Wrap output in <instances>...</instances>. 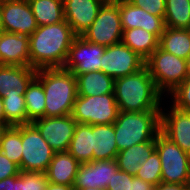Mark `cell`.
Segmentation results:
<instances>
[{
  "label": "cell",
  "mask_w": 190,
  "mask_h": 190,
  "mask_svg": "<svg viewBox=\"0 0 190 190\" xmlns=\"http://www.w3.org/2000/svg\"><path fill=\"white\" fill-rule=\"evenodd\" d=\"M75 37L66 20L38 26L29 36V66L35 69L63 67Z\"/></svg>",
  "instance_id": "obj_1"
},
{
  "label": "cell",
  "mask_w": 190,
  "mask_h": 190,
  "mask_svg": "<svg viewBox=\"0 0 190 190\" xmlns=\"http://www.w3.org/2000/svg\"><path fill=\"white\" fill-rule=\"evenodd\" d=\"M114 94L119 111H161L163 94L156 88L148 68L114 79Z\"/></svg>",
  "instance_id": "obj_2"
},
{
  "label": "cell",
  "mask_w": 190,
  "mask_h": 190,
  "mask_svg": "<svg viewBox=\"0 0 190 190\" xmlns=\"http://www.w3.org/2000/svg\"><path fill=\"white\" fill-rule=\"evenodd\" d=\"M45 93V117H58L72 114L78 96L75 75L64 69L41 68L35 76Z\"/></svg>",
  "instance_id": "obj_3"
},
{
  "label": "cell",
  "mask_w": 190,
  "mask_h": 190,
  "mask_svg": "<svg viewBox=\"0 0 190 190\" xmlns=\"http://www.w3.org/2000/svg\"><path fill=\"white\" fill-rule=\"evenodd\" d=\"M118 151L135 144L156 140L160 132L161 111H119L113 123Z\"/></svg>",
  "instance_id": "obj_4"
},
{
  "label": "cell",
  "mask_w": 190,
  "mask_h": 190,
  "mask_svg": "<svg viewBox=\"0 0 190 190\" xmlns=\"http://www.w3.org/2000/svg\"><path fill=\"white\" fill-rule=\"evenodd\" d=\"M145 66L162 94L172 92L187 78L186 60L160 47L145 60Z\"/></svg>",
  "instance_id": "obj_5"
},
{
  "label": "cell",
  "mask_w": 190,
  "mask_h": 190,
  "mask_svg": "<svg viewBox=\"0 0 190 190\" xmlns=\"http://www.w3.org/2000/svg\"><path fill=\"white\" fill-rule=\"evenodd\" d=\"M119 113L115 94L80 96L75 99L72 117L78 124H113Z\"/></svg>",
  "instance_id": "obj_6"
},
{
  "label": "cell",
  "mask_w": 190,
  "mask_h": 190,
  "mask_svg": "<svg viewBox=\"0 0 190 190\" xmlns=\"http://www.w3.org/2000/svg\"><path fill=\"white\" fill-rule=\"evenodd\" d=\"M156 150L161 160L162 182L187 184L190 181V155L161 131L156 135Z\"/></svg>",
  "instance_id": "obj_7"
},
{
  "label": "cell",
  "mask_w": 190,
  "mask_h": 190,
  "mask_svg": "<svg viewBox=\"0 0 190 190\" xmlns=\"http://www.w3.org/2000/svg\"><path fill=\"white\" fill-rule=\"evenodd\" d=\"M122 33L119 5L115 1H106L96 19L81 36L88 42L107 47L120 43Z\"/></svg>",
  "instance_id": "obj_8"
},
{
  "label": "cell",
  "mask_w": 190,
  "mask_h": 190,
  "mask_svg": "<svg viewBox=\"0 0 190 190\" xmlns=\"http://www.w3.org/2000/svg\"><path fill=\"white\" fill-rule=\"evenodd\" d=\"M55 151L32 124H22L21 171L45 173Z\"/></svg>",
  "instance_id": "obj_9"
},
{
  "label": "cell",
  "mask_w": 190,
  "mask_h": 190,
  "mask_svg": "<svg viewBox=\"0 0 190 190\" xmlns=\"http://www.w3.org/2000/svg\"><path fill=\"white\" fill-rule=\"evenodd\" d=\"M145 60L122 42L107 46L101 57V71L113 79L139 71Z\"/></svg>",
  "instance_id": "obj_10"
},
{
  "label": "cell",
  "mask_w": 190,
  "mask_h": 190,
  "mask_svg": "<svg viewBox=\"0 0 190 190\" xmlns=\"http://www.w3.org/2000/svg\"><path fill=\"white\" fill-rule=\"evenodd\" d=\"M105 46L94 44L76 36L70 46L64 69L78 74L101 71V57Z\"/></svg>",
  "instance_id": "obj_11"
},
{
  "label": "cell",
  "mask_w": 190,
  "mask_h": 190,
  "mask_svg": "<svg viewBox=\"0 0 190 190\" xmlns=\"http://www.w3.org/2000/svg\"><path fill=\"white\" fill-rule=\"evenodd\" d=\"M55 152L68 151L77 122L72 115L42 117L31 122Z\"/></svg>",
  "instance_id": "obj_12"
},
{
  "label": "cell",
  "mask_w": 190,
  "mask_h": 190,
  "mask_svg": "<svg viewBox=\"0 0 190 190\" xmlns=\"http://www.w3.org/2000/svg\"><path fill=\"white\" fill-rule=\"evenodd\" d=\"M118 171L116 159L80 163L73 189L106 188Z\"/></svg>",
  "instance_id": "obj_13"
},
{
  "label": "cell",
  "mask_w": 190,
  "mask_h": 190,
  "mask_svg": "<svg viewBox=\"0 0 190 190\" xmlns=\"http://www.w3.org/2000/svg\"><path fill=\"white\" fill-rule=\"evenodd\" d=\"M2 20L5 32L28 37L38 27L28 0L2 3Z\"/></svg>",
  "instance_id": "obj_14"
},
{
  "label": "cell",
  "mask_w": 190,
  "mask_h": 190,
  "mask_svg": "<svg viewBox=\"0 0 190 190\" xmlns=\"http://www.w3.org/2000/svg\"><path fill=\"white\" fill-rule=\"evenodd\" d=\"M168 112L161 108L160 131L190 155V111L172 105Z\"/></svg>",
  "instance_id": "obj_15"
},
{
  "label": "cell",
  "mask_w": 190,
  "mask_h": 190,
  "mask_svg": "<svg viewBox=\"0 0 190 190\" xmlns=\"http://www.w3.org/2000/svg\"><path fill=\"white\" fill-rule=\"evenodd\" d=\"M119 5V13L123 30L142 28L160 38L165 29L164 19L152 15L143 8L136 7L128 0L115 1Z\"/></svg>",
  "instance_id": "obj_16"
},
{
  "label": "cell",
  "mask_w": 190,
  "mask_h": 190,
  "mask_svg": "<svg viewBox=\"0 0 190 190\" xmlns=\"http://www.w3.org/2000/svg\"><path fill=\"white\" fill-rule=\"evenodd\" d=\"M105 0H63L64 16L76 36L93 23Z\"/></svg>",
  "instance_id": "obj_17"
},
{
  "label": "cell",
  "mask_w": 190,
  "mask_h": 190,
  "mask_svg": "<svg viewBox=\"0 0 190 190\" xmlns=\"http://www.w3.org/2000/svg\"><path fill=\"white\" fill-rule=\"evenodd\" d=\"M36 72L30 66L0 65V97L24 95Z\"/></svg>",
  "instance_id": "obj_18"
},
{
  "label": "cell",
  "mask_w": 190,
  "mask_h": 190,
  "mask_svg": "<svg viewBox=\"0 0 190 190\" xmlns=\"http://www.w3.org/2000/svg\"><path fill=\"white\" fill-rule=\"evenodd\" d=\"M29 37L0 33V65L29 66Z\"/></svg>",
  "instance_id": "obj_19"
},
{
  "label": "cell",
  "mask_w": 190,
  "mask_h": 190,
  "mask_svg": "<svg viewBox=\"0 0 190 190\" xmlns=\"http://www.w3.org/2000/svg\"><path fill=\"white\" fill-rule=\"evenodd\" d=\"M80 163L68 152H55L47 171L48 182L72 186Z\"/></svg>",
  "instance_id": "obj_20"
},
{
  "label": "cell",
  "mask_w": 190,
  "mask_h": 190,
  "mask_svg": "<svg viewBox=\"0 0 190 190\" xmlns=\"http://www.w3.org/2000/svg\"><path fill=\"white\" fill-rule=\"evenodd\" d=\"M93 160L116 159L118 148L113 124L92 125Z\"/></svg>",
  "instance_id": "obj_21"
},
{
  "label": "cell",
  "mask_w": 190,
  "mask_h": 190,
  "mask_svg": "<svg viewBox=\"0 0 190 190\" xmlns=\"http://www.w3.org/2000/svg\"><path fill=\"white\" fill-rule=\"evenodd\" d=\"M156 149V140L135 144L118 152L116 161L119 170L135 176L141 164L149 158Z\"/></svg>",
  "instance_id": "obj_22"
},
{
  "label": "cell",
  "mask_w": 190,
  "mask_h": 190,
  "mask_svg": "<svg viewBox=\"0 0 190 190\" xmlns=\"http://www.w3.org/2000/svg\"><path fill=\"white\" fill-rule=\"evenodd\" d=\"M75 77L77 92L80 96H96L114 93V79L102 71L78 74Z\"/></svg>",
  "instance_id": "obj_23"
},
{
  "label": "cell",
  "mask_w": 190,
  "mask_h": 190,
  "mask_svg": "<svg viewBox=\"0 0 190 190\" xmlns=\"http://www.w3.org/2000/svg\"><path fill=\"white\" fill-rule=\"evenodd\" d=\"M121 42L146 60L158 47L159 38L142 28L125 29Z\"/></svg>",
  "instance_id": "obj_24"
},
{
  "label": "cell",
  "mask_w": 190,
  "mask_h": 190,
  "mask_svg": "<svg viewBox=\"0 0 190 190\" xmlns=\"http://www.w3.org/2000/svg\"><path fill=\"white\" fill-rule=\"evenodd\" d=\"M159 47L177 57L186 59L190 54V30L165 27L159 38Z\"/></svg>",
  "instance_id": "obj_25"
},
{
  "label": "cell",
  "mask_w": 190,
  "mask_h": 190,
  "mask_svg": "<svg viewBox=\"0 0 190 190\" xmlns=\"http://www.w3.org/2000/svg\"><path fill=\"white\" fill-rule=\"evenodd\" d=\"M37 26L59 23L65 20L63 0H28Z\"/></svg>",
  "instance_id": "obj_26"
},
{
  "label": "cell",
  "mask_w": 190,
  "mask_h": 190,
  "mask_svg": "<svg viewBox=\"0 0 190 190\" xmlns=\"http://www.w3.org/2000/svg\"><path fill=\"white\" fill-rule=\"evenodd\" d=\"M68 152L79 163L93 161L92 125L77 123Z\"/></svg>",
  "instance_id": "obj_27"
},
{
  "label": "cell",
  "mask_w": 190,
  "mask_h": 190,
  "mask_svg": "<svg viewBox=\"0 0 190 190\" xmlns=\"http://www.w3.org/2000/svg\"><path fill=\"white\" fill-rule=\"evenodd\" d=\"M27 124L32 121L45 117V93L42 83L34 77L24 93Z\"/></svg>",
  "instance_id": "obj_28"
},
{
  "label": "cell",
  "mask_w": 190,
  "mask_h": 190,
  "mask_svg": "<svg viewBox=\"0 0 190 190\" xmlns=\"http://www.w3.org/2000/svg\"><path fill=\"white\" fill-rule=\"evenodd\" d=\"M0 151L21 171L22 125L5 128L0 137Z\"/></svg>",
  "instance_id": "obj_29"
},
{
  "label": "cell",
  "mask_w": 190,
  "mask_h": 190,
  "mask_svg": "<svg viewBox=\"0 0 190 190\" xmlns=\"http://www.w3.org/2000/svg\"><path fill=\"white\" fill-rule=\"evenodd\" d=\"M165 27L190 29V0H165Z\"/></svg>",
  "instance_id": "obj_30"
},
{
  "label": "cell",
  "mask_w": 190,
  "mask_h": 190,
  "mask_svg": "<svg viewBox=\"0 0 190 190\" xmlns=\"http://www.w3.org/2000/svg\"><path fill=\"white\" fill-rule=\"evenodd\" d=\"M2 99L6 120L12 126L27 124L24 95H18V97H3Z\"/></svg>",
  "instance_id": "obj_31"
},
{
  "label": "cell",
  "mask_w": 190,
  "mask_h": 190,
  "mask_svg": "<svg viewBox=\"0 0 190 190\" xmlns=\"http://www.w3.org/2000/svg\"><path fill=\"white\" fill-rule=\"evenodd\" d=\"M48 184L46 173L20 171L12 176V190H45Z\"/></svg>",
  "instance_id": "obj_32"
},
{
  "label": "cell",
  "mask_w": 190,
  "mask_h": 190,
  "mask_svg": "<svg viewBox=\"0 0 190 190\" xmlns=\"http://www.w3.org/2000/svg\"><path fill=\"white\" fill-rule=\"evenodd\" d=\"M135 176L155 186L162 182L161 160L156 149L152 152L147 161L141 164V168Z\"/></svg>",
  "instance_id": "obj_33"
},
{
  "label": "cell",
  "mask_w": 190,
  "mask_h": 190,
  "mask_svg": "<svg viewBox=\"0 0 190 190\" xmlns=\"http://www.w3.org/2000/svg\"><path fill=\"white\" fill-rule=\"evenodd\" d=\"M169 94L173 96L171 100L175 107L190 111V77H187Z\"/></svg>",
  "instance_id": "obj_34"
},
{
  "label": "cell",
  "mask_w": 190,
  "mask_h": 190,
  "mask_svg": "<svg viewBox=\"0 0 190 190\" xmlns=\"http://www.w3.org/2000/svg\"><path fill=\"white\" fill-rule=\"evenodd\" d=\"M136 7L143 8L145 11L164 19L165 0H128Z\"/></svg>",
  "instance_id": "obj_35"
},
{
  "label": "cell",
  "mask_w": 190,
  "mask_h": 190,
  "mask_svg": "<svg viewBox=\"0 0 190 190\" xmlns=\"http://www.w3.org/2000/svg\"><path fill=\"white\" fill-rule=\"evenodd\" d=\"M133 175L119 170L107 185V190H132Z\"/></svg>",
  "instance_id": "obj_36"
},
{
  "label": "cell",
  "mask_w": 190,
  "mask_h": 190,
  "mask_svg": "<svg viewBox=\"0 0 190 190\" xmlns=\"http://www.w3.org/2000/svg\"><path fill=\"white\" fill-rule=\"evenodd\" d=\"M19 173V167L0 151V180L18 175Z\"/></svg>",
  "instance_id": "obj_37"
},
{
  "label": "cell",
  "mask_w": 190,
  "mask_h": 190,
  "mask_svg": "<svg viewBox=\"0 0 190 190\" xmlns=\"http://www.w3.org/2000/svg\"><path fill=\"white\" fill-rule=\"evenodd\" d=\"M132 190H155V185L133 176Z\"/></svg>",
  "instance_id": "obj_38"
},
{
  "label": "cell",
  "mask_w": 190,
  "mask_h": 190,
  "mask_svg": "<svg viewBox=\"0 0 190 190\" xmlns=\"http://www.w3.org/2000/svg\"><path fill=\"white\" fill-rule=\"evenodd\" d=\"M155 190H187V184L161 182L155 186Z\"/></svg>",
  "instance_id": "obj_39"
},
{
  "label": "cell",
  "mask_w": 190,
  "mask_h": 190,
  "mask_svg": "<svg viewBox=\"0 0 190 190\" xmlns=\"http://www.w3.org/2000/svg\"><path fill=\"white\" fill-rule=\"evenodd\" d=\"M45 190H74L72 186L48 182Z\"/></svg>",
  "instance_id": "obj_40"
},
{
  "label": "cell",
  "mask_w": 190,
  "mask_h": 190,
  "mask_svg": "<svg viewBox=\"0 0 190 190\" xmlns=\"http://www.w3.org/2000/svg\"><path fill=\"white\" fill-rule=\"evenodd\" d=\"M0 124L11 127L12 125L6 120V115L3 108V99L0 97Z\"/></svg>",
  "instance_id": "obj_41"
},
{
  "label": "cell",
  "mask_w": 190,
  "mask_h": 190,
  "mask_svg": "<svg viewBox=\"0 0 190 190\" xmlns=\"http://www.w3.org/2000/svg\"><path fill=\"white\" fill-rule=\"evenodd\" d=\"M0 190H12V176L0 180Z\"/></svg>",
  "instance_id": "obj_42"
},
{
  "label": "cell",
  "mask_w": 190,
  "mask_h": 190,
  "mask_svg": "<svg viewBox=\"0 0 190 190\" xmlns=\"http://www.w3.org/2000/svg\"><path fill=\"white\" fill-rule=\"evenodd\" d=\"M5 31L2 20V2L0 1V33Z\"/></svg>",
  "instance_id": "obj_43"
},
{
  "label": "cell",
  "mask_w": 190,
  "mask_h": 190,
  "mask_svg": "<svg viewBox=\"0 0 190 190\" xmlns=\"http://www.w3.org/2000/svg\"><path fill=\"white\" fill-rule=\"evenodd\" d=\"M185 60H186L187 77H190V54Z\"/></svg>",
  "instance_id": "obj_44"
},
{
  "label": "cell",
  "mask_w": 190,
  "mask_h": 190,
  "mask_svg": "<svg viewBox=\"0 0 190 190\" xmlns=\"http://www.w3.org/2000/svg\"><path fill=\"white\" fill-rule=\"evenodd\" d=\"M74 190H107L106 188H84V189H74Z\"/></svg>",
  "instance_id": "obj_45"
},
{
  "label": "cell",
  "mask_w": 190,
  "mask_h": 190,
  "mask_svg": "<svg viewBox=\"0 0 190 190\" xmlns=\"http://www.w3.org/2000/svg\"><path fill=\"white\" fill-rule=\"evenodd\" d=\"M6 126L0 124V137L2 135V132L5 130Z\"/></svg>",
  "instance_id": "obj_46"
},
{
  "label": "cell",
  "mask_w": 190,
  "mask_h": 190,
  "mask_svg": "<svg viewBox=\"0 0 190 190\" xmlns=\"http://www.w3.org/2000/svg\"><path fill=\"white\" fill-rule=\"evenodd\" d=\"M2 3H5V2H11V1H21V0H0Z\"/></svg>",
  "instance_id": "obj_47"
},
{
  "label": "cell",
  "mask_w": 190,
  "mask_h": 190,
  "mask_svg": "<svg viewBox=\"0 0 190 190\" xmlns=\"http://www.w3.org/2000/svg\"><path fill=\"white\" fill-rule=\"evenodd\" d=\"M187 190H190V181L187 183Z\"/></svg>",
  "instance_id": "obj_48"
}]
</instances>
